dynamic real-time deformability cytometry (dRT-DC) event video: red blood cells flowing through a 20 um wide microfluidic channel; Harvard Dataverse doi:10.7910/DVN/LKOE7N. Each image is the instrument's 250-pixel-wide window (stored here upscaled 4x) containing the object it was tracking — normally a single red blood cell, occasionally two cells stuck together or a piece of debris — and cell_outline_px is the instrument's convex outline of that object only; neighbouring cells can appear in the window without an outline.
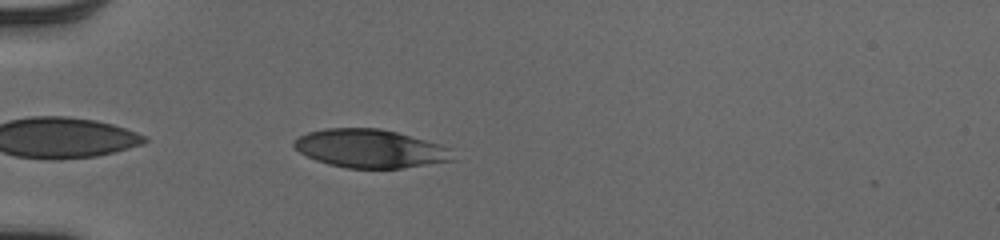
{"species": "human", "species_latin": "Homo sapiens", "temperature_condition": "cold", "stored_images_in_passage": 19, "camera_frame_rate_fps": 3000, "um_per_image_px": 0.085, "donor": {"sex": "male"}, "frame": {"image": 1, "passage_image": 2, "time_ms": 0.333, "image_size_px": [1000, 240], "cell_outline_px": [[456, 160], [400, 168], [348, 168], [328, 164], [316, 160], [300, 152], [292, 144], [292, 140], [308, 132], [324, 128], [380, 128], [396, 132], [440, 144], [452, 148]], "centroid_in_image_um": [31.49, 12.62], "position_along_channel_um": 53.5, "area_um2": 35.55}}
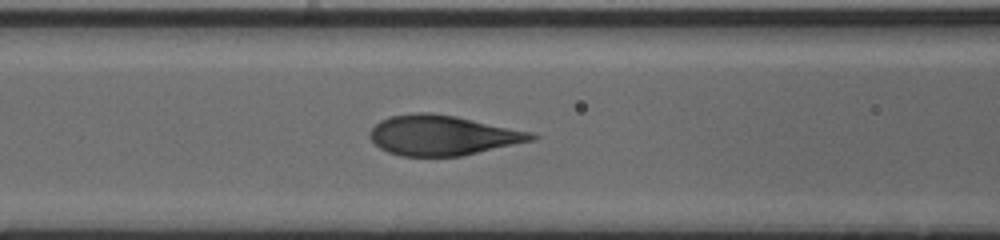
{"frame": {"image": 2, "passage_image": 9, "time_ms": 2.667, "image_size_px": [1000, 240], "cell_outline_px": [[540, 136], [536, 140], [460, 156], [400, 156], [388, 152], [380, 148], [368, 136], [368, 132], [380, 120], [392, 116], [412, 112], [428, 112], [456, 116], [532, 132]], "centroid_in_image_um": [37.62, 11.5], "position_along_channel_um": 129.0, "area_um2": 37.74}}
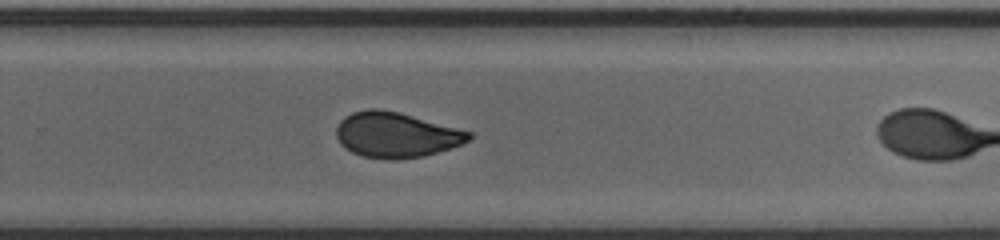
{"frame": {"image": 3, "passage_image": 18, "time_ms": 5.667, "image_size_px": [1000, 240], "cell_outline_px": [[472, 136], [468, 140], [452, 148], [424, 156], [396, 160], [392, 160], [364, 156], [352, 152], [344, 148], [340, 144], [336, 136], [336, 128], [340, 120], [344, 116], [352, 112], [368, 108], [380, 108], [400, 112], [472, 132]], "centroid_in_image_um": [33.64, 11.45], "position_along_channel_um": 296.2, "area_um2": 35.2}}